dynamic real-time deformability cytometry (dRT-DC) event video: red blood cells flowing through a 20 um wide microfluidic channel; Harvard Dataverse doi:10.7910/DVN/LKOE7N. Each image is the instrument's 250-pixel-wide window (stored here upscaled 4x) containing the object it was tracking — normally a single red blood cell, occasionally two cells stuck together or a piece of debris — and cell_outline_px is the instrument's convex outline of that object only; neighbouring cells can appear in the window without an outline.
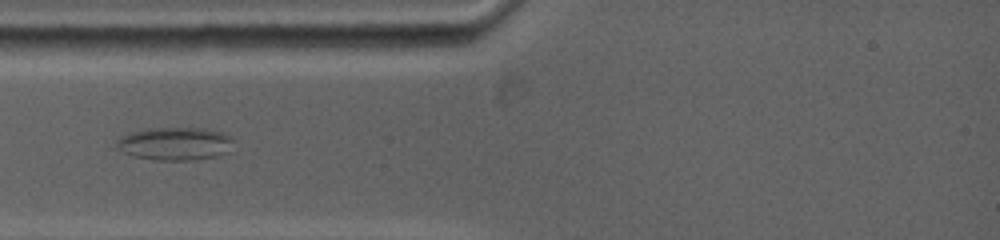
{"species": "common noctule bat (a hibernating species)", "species_latin": "Nyctalus noctula", "temperature_condition": "warm", "stored_images_in_passage": 7, "camera_frame_rate_fps": 5000, "um_per_image_px": 0.085, "animal": {"sex": "female", "body_mass_g": 19.0, "forearm_length_mm": 53.3}, "frame": {"image": 1, "passage_image": 3, "time_ms": 2.2, "image_size_px": [1000, 240], "cell_outline_px": [[232, 140], [228, 152], [216, 156], [192, 160], [156, 160], [132, 156], [124, 152], [116, 144], [116, 140], [120, 136], [132, 132], [148, 128], [204, 128], [220, 132], [228, 136]], "centroid_in_image_um": [14.84, 12.21], "position_along_channel_um": 70.2, "area_um2": 22.25}}
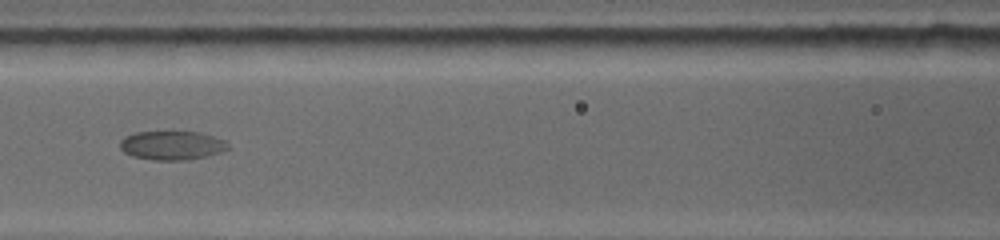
{"frame": {"image": 2, "passage_image": 5, "time_ms": 4.4, "image_size_px": [1000, 240], "cell_outline_px": [[228, 148], [220, 152], [208, 156], [184, 160], [156, 160], [132, 156], [124, 152], [120, 148], [120, 140], [124, 136], [136, 132], [200, 132], [224, 140], [228, 144]], "centroid_in_image_um": [14.59, 12.36], "position_along_channel_um": 152.0, "area_um2": 18.09}}
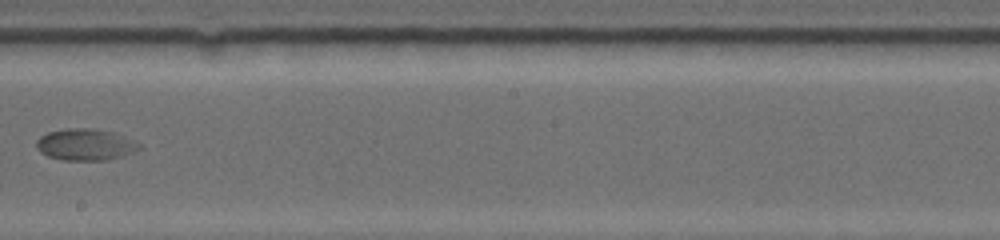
{"frame": {"image": 3, "passage_image": 7, "time_ms": 6.8, "image_size_px": [1000, 240], "cell_outline_px": [[140, 148], [120, 156], [104, 160], [64, 160], [48, 156], [40, 152], [36, 148], [36, 140], [40, 136], [48, 132], [68, 128], [92, 128], [112, 132], [136, 140], [140, 144]], "centroid_in_image_um": [7.22, 12.28], "position_along_channel_um": 241.0, "area_um2": 18.79}}